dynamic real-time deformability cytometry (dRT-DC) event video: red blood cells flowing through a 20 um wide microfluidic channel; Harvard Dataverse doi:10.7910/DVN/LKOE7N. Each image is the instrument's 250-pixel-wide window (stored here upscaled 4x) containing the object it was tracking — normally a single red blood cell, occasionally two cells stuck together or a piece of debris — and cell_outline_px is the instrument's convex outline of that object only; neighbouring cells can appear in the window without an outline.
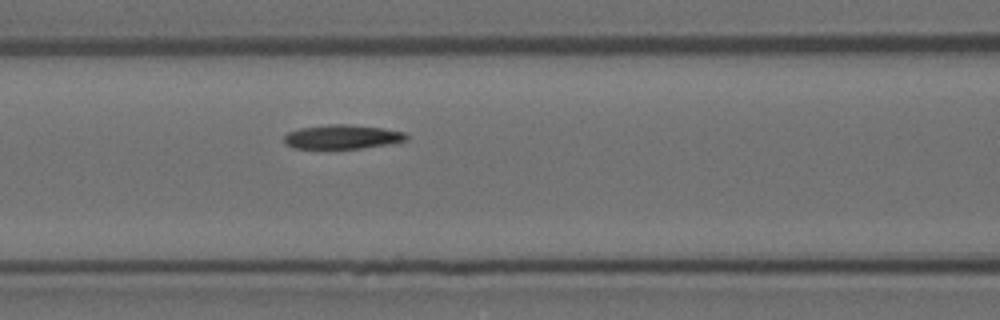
{"species": "Egyptian fruit bat (a non-hibernating species)", "species_latin": "Rousettus aegyptiacus", "temperature_condition": "room temperature", "stored_images_in_passage": 6, "camera_frame_rate_fps": 3000, "um_per_image_px": 0.085, "animal": {"sex": "female"}, "frame": {"image": 1, "passage_image": 6, "time_ms": 1.667, "image_size_px": [1000, 320], "cell_outline_px": [[408, 136], [404, 140], [388, 144], [360, 148], [296, 148], [288, 144], [284, 140], [284, 136], [288, 132], [300, 128], [328, 124], [348, 124], [384, 128], [404, 132]], "centroid_in_image_um": [29.09, 11.61], "position_along_channel_um": 137.5, "area_um2": 16.94}}